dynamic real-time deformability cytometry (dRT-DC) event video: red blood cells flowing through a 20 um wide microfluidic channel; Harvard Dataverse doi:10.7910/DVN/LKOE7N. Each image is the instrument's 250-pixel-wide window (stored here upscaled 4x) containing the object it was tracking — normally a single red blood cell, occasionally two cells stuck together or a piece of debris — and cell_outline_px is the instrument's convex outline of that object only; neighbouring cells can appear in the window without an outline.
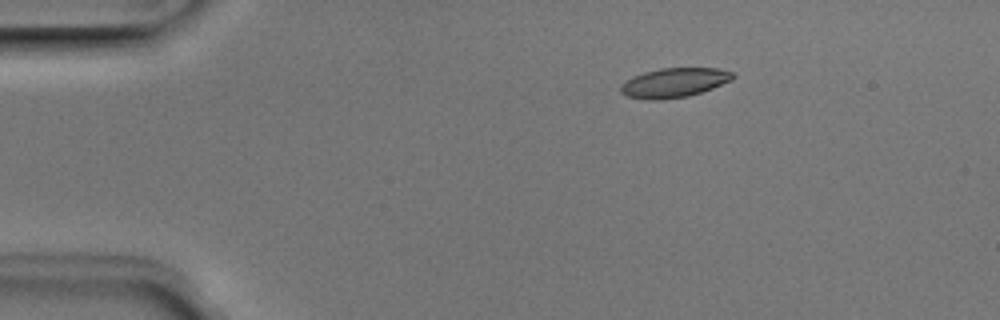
{"species": "Egyptian fruit bat (a non-hibernating species)", "species_latin": "Rousettus aegyptiacus", "temperature_condition": "room temperature", "stored_images_in_passage": 5, "camera_frame_rate_fps": 3000, "um_per_image_px": 0.085, "animal": {"sex": "male"}, "frame": {"image": 1, "passage_image": 1, "time_ms": 0.0, "image_size_px": [1000, 320], "cell_outline_px": [[736, 76], [732, 80], [712, 88], [688, 96], [660, 100], [648, 100], [628, 96], [620, 92], [620, 84], [632, 76], [644, 72], [660, 68], [720, 68], [732, 72]], "centroid_in_image_um": [57.29, 7.02], "position_along_channel_um": 27.7, "area_um2": 19.31}}
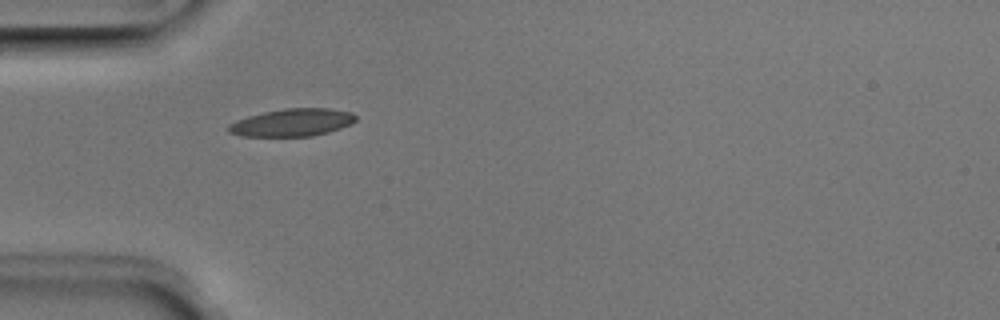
{"frame": {"image": 2, "passage_image": 3, "time_ms": 0.667, "image_size_px": [1000, 320], "cell_outline_px": [[356, 120], [352, 124], [328, 132], [312, 136], [240, 136], [228, 132], [228, 124], [236, 120], [248, 116], [264, 112], [284, 108], [328, 108], [352, 112], [356, 116]], "centroid_in_image_um": [24.84, 10.41], "position_along_channel_um": 60.2, "area_um2": 20.52}}
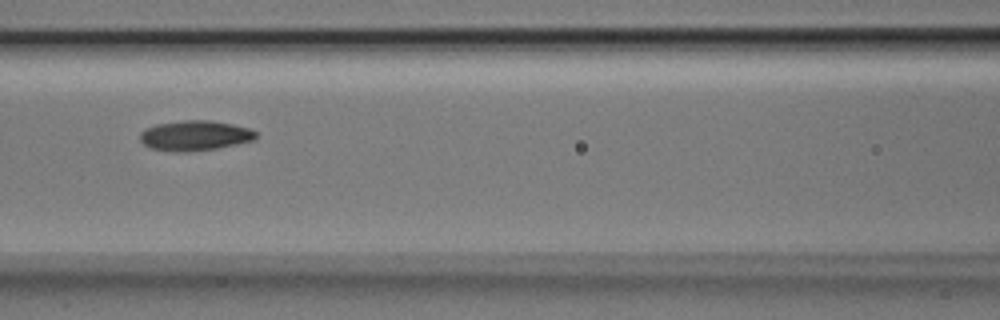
{"frame": {"image": 3, "passage_image": 5, "time_ms": 1.333, "image_size_px": [1000, 320], "cell_outline_px": [[256, 140], [216, 148], [176, 152], [152, 148], [144, 144], [140, 140], [140, 132], [144, 128], [156, 124], [184, 120], [212, 120], [252, 128], [256, 132]], "centroid_in_image_um": [16.58, 11.5], "position_along_channel_um": 150.0, "area_um2": 20.29}}